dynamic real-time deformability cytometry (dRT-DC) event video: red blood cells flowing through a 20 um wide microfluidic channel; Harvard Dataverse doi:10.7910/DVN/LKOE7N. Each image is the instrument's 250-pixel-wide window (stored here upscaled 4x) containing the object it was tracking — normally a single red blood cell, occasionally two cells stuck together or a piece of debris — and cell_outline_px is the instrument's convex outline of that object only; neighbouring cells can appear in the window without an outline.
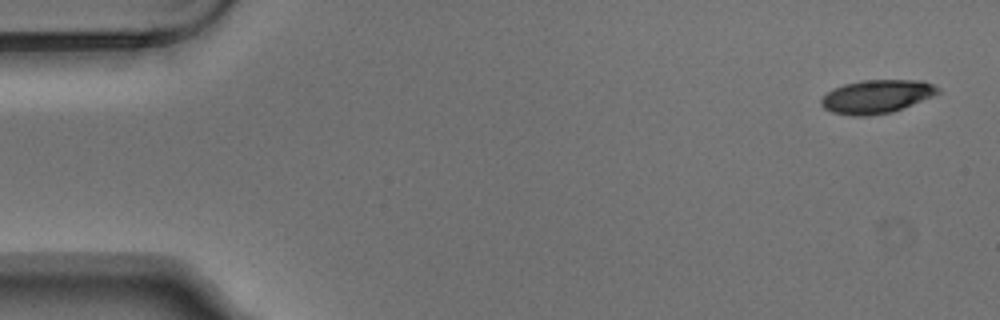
{"species": "Egyptian fruit bat (a non-hibernating species)", "species_latin": "Rousettus aegyptiacus", "temperature_condition": "warm", "stored_images_in_passage": 4, "camera_frame_rate_fps": 3000, "um_per_image_px": 0.085, "animal": {"sex": "male"}, "frame": {"image": 1, "passage_image": 1, "time_ms": 0.0, "image_size_px": [1000, 320], "cell_outline_px": [[940, 92], [932, 96], [892, 112], [868, 116], [852, 116], [832, 112], [824, 108], [820, 104], [820, 100], [828, 92], [844, 84], [860, 80], [924, 80], [940, 88]], "centroid_in_image_um": [74.51, 8.2], "position_along_channel_um": 10.5, "area_um2": 22.66}}
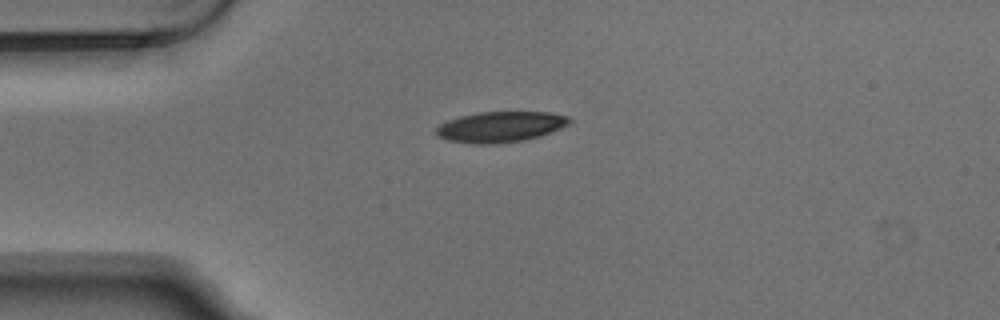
{"frame": {"image": 2, "passage_image": 4, "time_ms": 1.0, "image_size_px": [1000, 320], "cell_outline_px": [[572, 124], [540, 136], [524, 140], [492, 144], [476, 144], [448, 140], [436, 136], [436, 128], [440, 124], [448, 120], [460, 116], [476, 112], [548, 112], [568, 116], [572, 120]], "centroid_in_image_um": [42.56, 10.77], "position_along_channel_um": 42.4, "area_um2": 23.93}}